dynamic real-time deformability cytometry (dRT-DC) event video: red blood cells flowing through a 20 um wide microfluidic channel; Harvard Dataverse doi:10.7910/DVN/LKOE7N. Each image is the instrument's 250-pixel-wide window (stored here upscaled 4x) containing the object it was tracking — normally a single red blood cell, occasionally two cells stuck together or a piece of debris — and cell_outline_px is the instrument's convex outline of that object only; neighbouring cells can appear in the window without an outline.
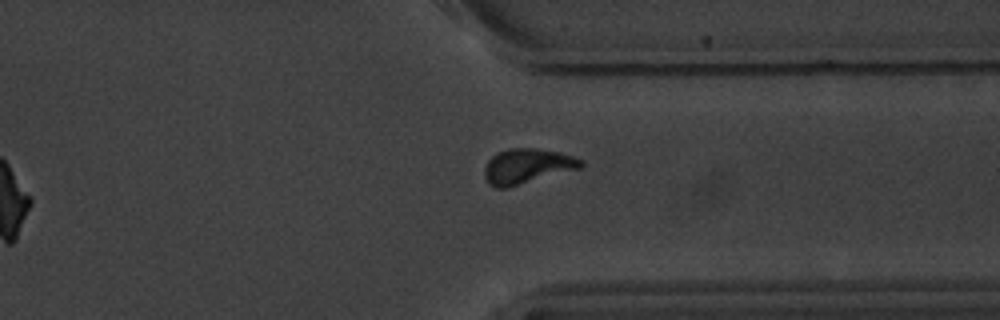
{"species": "common noctule bat (a hibernating species)", "species_latin": "Nyctalus noctula", "temperature_condition": "warm", "stored_images_in_passage": 15, "segment_of_instrument_passage": [2, 2], "camera_frame_rate_fps": 3000, "um_per_image_px": 0.085, "animal": {"sex": "male", "body_mass_g": 20.1, "forearm_length_mm": 53.5}, "frame": {"image": 1, "passage_image": 15, "time_ms": 17.333, "image_size_px": [1000, 320], "cell_outline_px": [[584, 164], [580, 168], [508, 188], [496, 188], [488, 184], [484, 176], [484, 168], [488, 160], [496, 152], [508, 148], [536, 148], [560, 152], [584, 160]], "centroid_in_image_um": [44.78, 14.12], "position_along_channel_um": 366.6, "area_um2": 19.88}}